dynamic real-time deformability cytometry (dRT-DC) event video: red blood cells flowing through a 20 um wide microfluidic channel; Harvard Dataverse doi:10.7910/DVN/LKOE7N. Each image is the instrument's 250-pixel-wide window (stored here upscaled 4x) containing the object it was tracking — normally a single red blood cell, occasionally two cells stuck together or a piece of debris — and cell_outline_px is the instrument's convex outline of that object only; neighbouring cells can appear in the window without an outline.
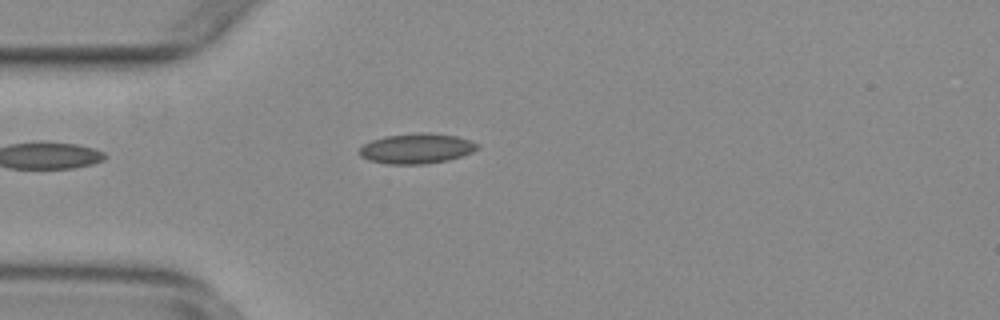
{"species": "common noctule bat (a hibernating species)", "species_latin": "Nyctalus noctula", "temperature_condition": "warm", "stored_images_in_passage": 38, "camera_frame_rate_fps": 3000, "um_per_image_px": 0.085, "animal": {"sex": "female", "body_mass_g": 29.2, "forearm_length_mm": 56.3}, "frame": {"image": 1, "passage_image": 1, "time_ms": 0.0, "image_size_px": [1000, 320], "cell_outline_px": [[480, 148], [472, 152], [448, 160], [424, 164], [384, 164], [368, 160], [360, 156], [360, 148], [364, 144], [372, 140], [384, 136], [420, 132], [428, 132], [456, 136], [472, 140], [480, 144]], "centroid_in_image_um": [35.43, 12.62], "position_along_channel_um": 49.6, "area_um2": 20.92}}
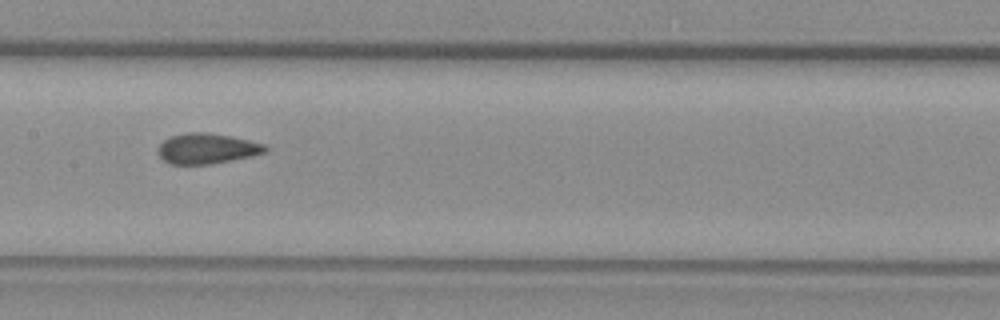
{"frame": {"image": 2, "passage_image": 13, "time_ms": 4.0, "image_size_px": [1000, 320], "cell_outline_px": [[268, 148], [264, 152], [252, 156], [232, 160], [208, 164], [168, 164], [160, 156], [160, 144], [164, 140], [172, 136], [188, 132], [204, 132], [232, 136], [264, 144]], "centroid_in_image_um": [17.6, 12.62], "position_along_channel_um": 189.8, "area_um2": 18.73}}
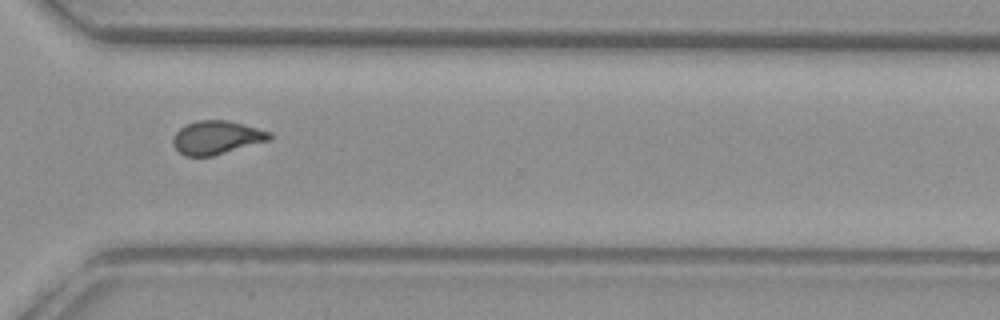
{"frame": {"image": 3, "passage_image": 26, "time_ms": 8.333, "image_size_px": [1000, 320], "cell_outline_px": [[272, 140], [212, 156], [184, 156], [172, 144], [172, 140], [176, 132], [184, 124], [196, 120], [228, 120], [244, 124], [272, 132]], "centroid_in_image_um": [18.43, 11.68], "position_along_channel_um": 352.2, "area_um2": 19.07}, "authors_computed_cell_mechanics": {"area_um2": 19.074, "velocity_mm_per_s": 3.7528, "shape_relaxation_time_tau1_ms": null, "shape_relaxation_time_tau2_ms": 1.1095, "deformation_change_tau1": null, "deformation_change_tau2": 0.0537}}